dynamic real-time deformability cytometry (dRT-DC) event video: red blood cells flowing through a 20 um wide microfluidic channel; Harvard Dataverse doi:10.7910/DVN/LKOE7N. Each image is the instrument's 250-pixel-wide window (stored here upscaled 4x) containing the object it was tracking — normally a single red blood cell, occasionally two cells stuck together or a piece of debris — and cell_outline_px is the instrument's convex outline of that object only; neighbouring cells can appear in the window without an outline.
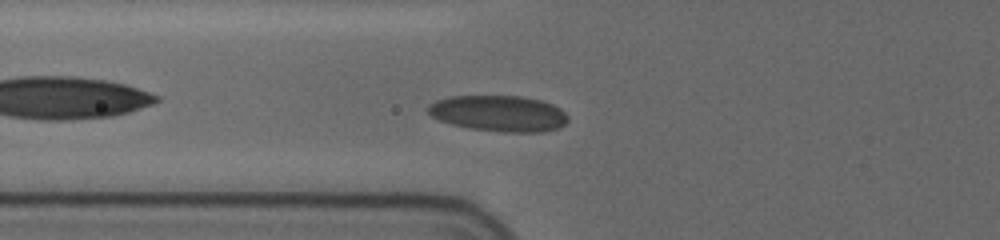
{"species": "human", "species_latin": "Homo sapiens", "temperature_condition": "cold", "stored_images_in_passage": 48, "camera_frame_rate_fps": 3000, "um_per_image_px": 0.085, "donor": {"sex": "female"}, "frame": {"image": 1, "passage_image": 14, "time_ms": 4.333, "image_size_px": [1000, 240], "cell_outline_px": [[568, 120], [560, 128], [544, 132], [504, 132], [468, 128], [452, 124], [440, 120], [432, 116], [424, 108], [428, 104], [436, 100], [448, 96], [520, 96], [540, 100], [552, 104], [560, 108], [568, 116]], "centroid_in_image_um": [42.38, 9.64], "position_along_channel_um": 83.4, "area_um2": 29.59}}
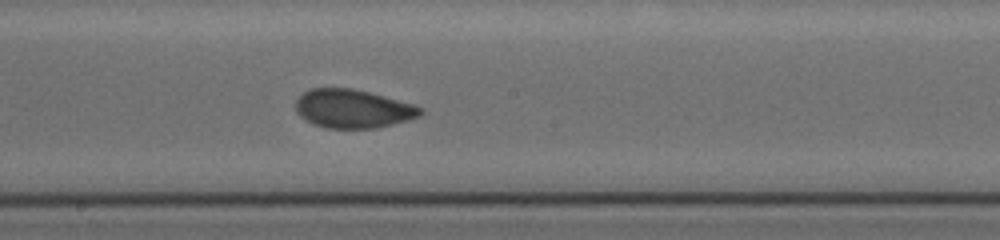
{"frame": {"image": 2, "passage_image": 25, "time_ms": 8.0, "image_size_px": [1000, 240], "cell_outline_px": [[424, 112], [420, 116], [408, 120], [376, 128], [324, 128], [312, 124], [304, 120], [296, 112], [296, 100], [304, 92], [312, 88], [352, 88], [416, 104], [424, 108]], "centroid_in_image_um": [30.01, 9.25], "position_along_channel_um": 218.2, "area_um2": 28.26}}
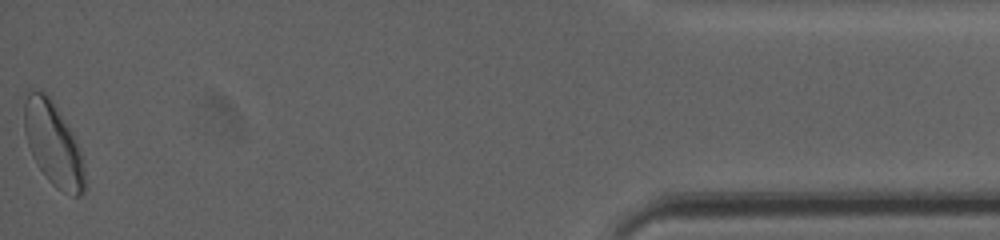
{"frame": {"image": 3, "passage_image": 48, "time_ms": 15.667, "image_size_px": [1000, 240], "cell_outline_px": [[84, 192], [80, 196], [72, 196], [56, 188], [48, 180], [36, 164], [32, 156], [24, 132], [24, 104], [28, 88], [32, 88], [44, 92], [52, 100], [76, 136], [84, 168]], "centroid_in_image_um": [4.51, 12.21], "position_along_channel_um": 430.7, "area_um2": 29.71}, "authors_computed_cell_mechanics": {"area_um2": 27.4839, "velocity_mm_per_s": 3.6643, "shape_relaxation_time_tau1_ms": 4.7536, "shape_relaxation_time_tau2_ms": 0.8799, "deformation_change_tau1": 0.1271, "deformation_change_tau2": 0.0497}}